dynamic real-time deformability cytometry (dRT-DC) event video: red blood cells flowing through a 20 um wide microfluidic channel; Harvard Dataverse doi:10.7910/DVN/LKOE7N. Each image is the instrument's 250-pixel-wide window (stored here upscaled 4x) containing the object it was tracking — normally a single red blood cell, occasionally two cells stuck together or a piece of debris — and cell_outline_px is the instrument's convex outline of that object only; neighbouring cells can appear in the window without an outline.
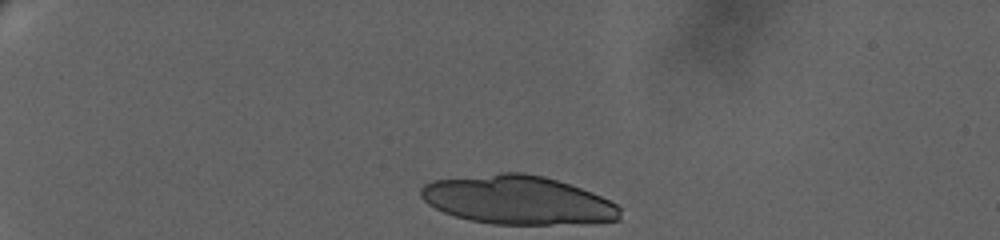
{"species": "human", "species_latin": "Homo sapiens", "temperature_condition": "warm", "stored_images_in_passage": 37, "segment_of_instrument_passage": [1, 2], "camera_frame_rate_fps": 3000, "um_per_image_px": 0.085, "donor": {"sex": "female"}, "frame": {"image": 1, "passage_image": 1, "time_ms": 0.0, "image_size_px": [1000, 240], "cell_outline_px": [[620, 220], [588, 224], [492, 224], [468, 220], [444, 212], [428, 204], [420, 196], [420, 188], [424, 184], [432, 180], [500, 172], [524, 172], [544, 176], [592, 192], [616, 204], [620, 208]], "centroid_in_image_um": [44.01, 17.0], "position_along_channel_um": 41.0, "area_um2": 56.82}}